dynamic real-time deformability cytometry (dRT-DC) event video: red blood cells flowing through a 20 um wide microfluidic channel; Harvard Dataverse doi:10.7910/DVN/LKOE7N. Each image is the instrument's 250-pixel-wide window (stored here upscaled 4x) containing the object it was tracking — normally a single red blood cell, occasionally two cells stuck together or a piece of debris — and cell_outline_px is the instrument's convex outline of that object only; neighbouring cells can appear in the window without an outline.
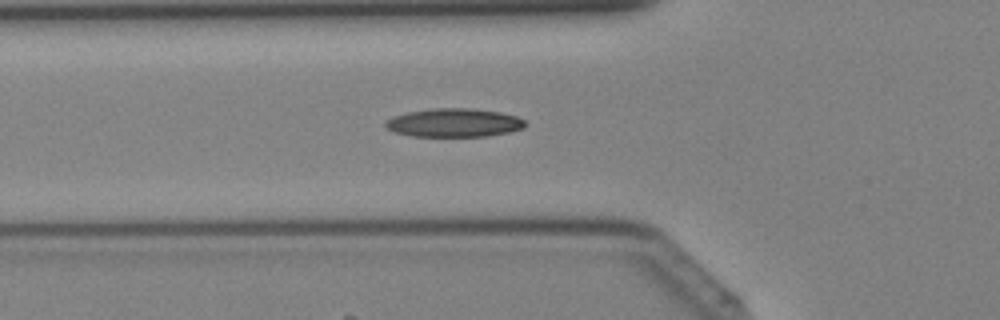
{"species": "Egyptian fruit bat (a non-hibernating species)", "species_latin": "Rousettus aegyptiacus", "temperature_condition": "cold", "stored_images_in_passage": 36, "camera_frame_rate_fps": 3000, "um_per_image_px": 0.085, "animal": {"sex": "female"}, "frame": {"image": 1, "passage_image": 10, "time_ms": 3.0, "image_size_px": [1000, 320], "cell_outline_px": [[524, 128], [508, 132], [488, 136], [412, 136], [396, 132], [388, 128], [384, 124], [392, 116], [408, 112], [436, 108], [468, 108], [500, 112], [516, 116], [524, 120]], "centroid_in_image_um": [38.6, 10.43], "position_along_channel_um": 87.2, "area_um2": 22.95}}
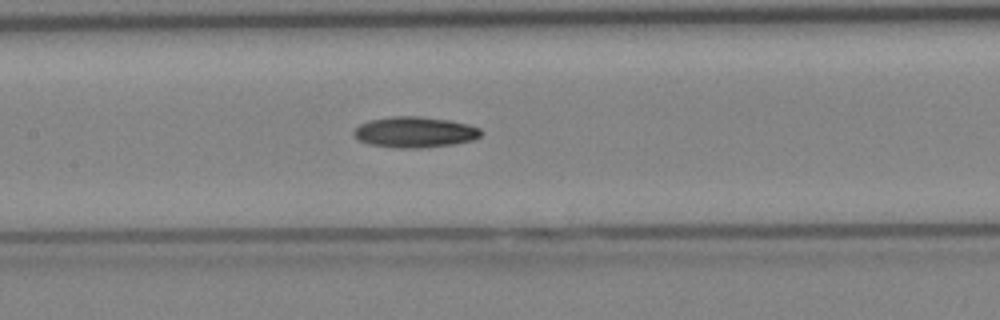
{"frame": {"image": 2, "passage_image": 15, "time_ms": 4.667, "image_size_px": [1000, 320], "cell_outline_px": [[484, 132], [480, 136], [472, 140], [452, 144], [420, 148], [396, 148], [368, 144], [352, 136], [352, 132], [360, 124], [368, 120], [392, 116], [420, 116], [448, 120], [468, 124], [480, 128]], "centroid_in_image_um": [35.23, 11.23], "position_along_channel_um": 172.2, "area_um2": 22.95}}
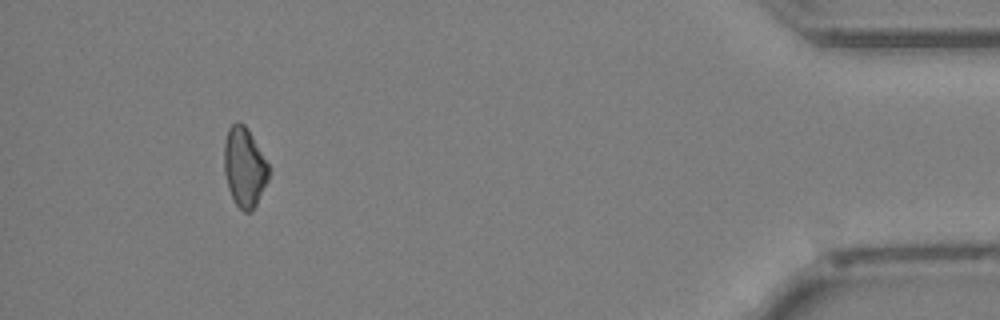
{"frame": {"image": 3, "passage_image": 33, "time_ms": 10.667, "image_size_px": [1000, 320], "cell_outline_px": [[268, 180], [252, 212], [244, 212], [236, 204], [228, 188], [224, 172], [224, 140], [228, 128], [236, 120], [240, 120], [244, 124], [252, 136], [268, 164]], "centroid_in_image_um": [20.75, 14.18], "position_along_channel_um": 414.5, "area_um2": 20.58}}